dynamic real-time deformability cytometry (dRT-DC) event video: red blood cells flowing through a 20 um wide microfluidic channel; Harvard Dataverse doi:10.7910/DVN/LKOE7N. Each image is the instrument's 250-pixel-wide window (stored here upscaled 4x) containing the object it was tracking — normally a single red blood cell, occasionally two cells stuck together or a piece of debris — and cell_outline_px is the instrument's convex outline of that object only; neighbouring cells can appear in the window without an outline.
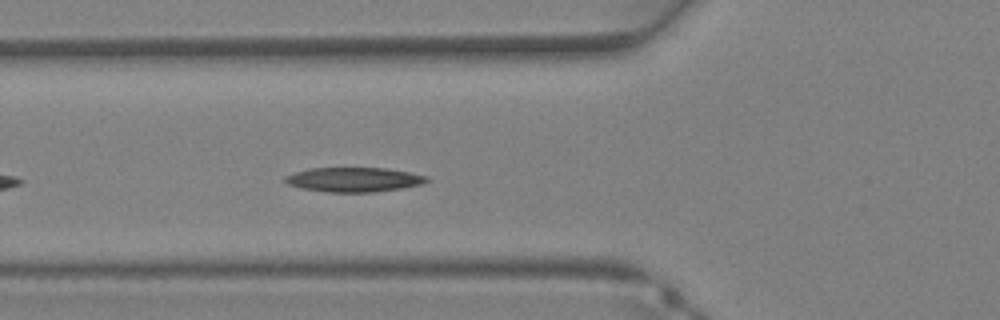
{"species": "Egyptian fruit bat (a non-hibernating species)", "species_latin": "Rousettus aegyptiacus", "temperature_condition": "warm", "stored_images_in_passage": 26, "camera_frame_rate_fps": 3000, "um_per_image_px": 0.085, "animal": {"sex": "female"}, "frame": {"image": 1, "passage_image": 5, "time_ms": 1.333, "image_size_px": [1000, 320], "cell_outline_px": [[428, 180], [424, 184], [400, 188], [372, 192], [328, 192], [300, 188], [288, 184], [284, 180], [284, 176], [308, 168], [384, 168], [408, 172], [428, 176]], "centroid_in_image_um": [30.06, 15.26], "position_along_channel_um": 95.7, "area_um2": 20.11}}
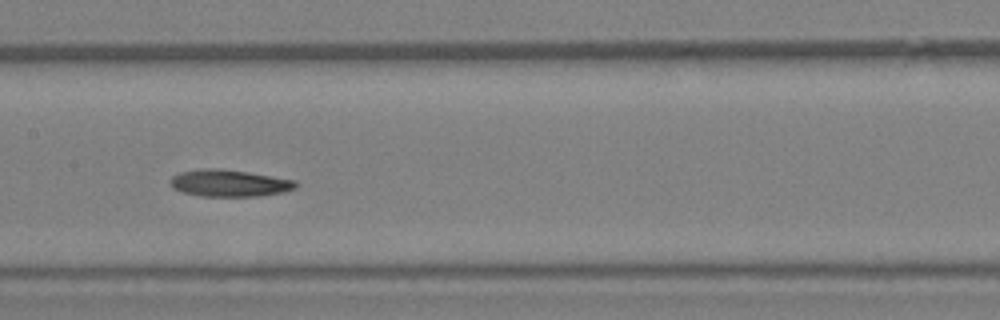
{"frame": {"image": 2, "passage_image": 10, "time_ms": 3.0, "image_size_px": [1000, 320], "cell_outline_px": [[296, 188], [284, 192], [260, 196], [200, 196], [184, 192], [172, 188], [168, 184], [168, 180], [172, 176], [180, 172], [204, 168], [220, 168], [248, 172], [296, 180]], "centroid_in_image_um": [19.46, 15.56], "position_along_channel_um": 187.9, "area_um2": 19.83}}
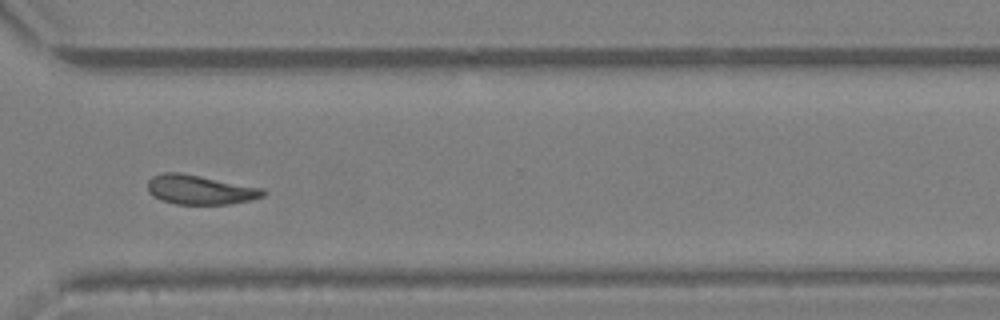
{"frame": {"image": 3, "passage_image": 19, "time_ms": 6.0, "image_size_px": [1000, 320], "cell_outline_px": [[268, 192], [264, 196], [252, 200], [228, 204], [176, 204], [160, 200], [152, 196], [148, 192], [148, 180], [152, 176], [164, 172], [180, 172], [264, 188]], "centroid_in_image_um": [17.01, 16.13], "position_along_channel_um": 353.6, "area_um2": 20.0}}